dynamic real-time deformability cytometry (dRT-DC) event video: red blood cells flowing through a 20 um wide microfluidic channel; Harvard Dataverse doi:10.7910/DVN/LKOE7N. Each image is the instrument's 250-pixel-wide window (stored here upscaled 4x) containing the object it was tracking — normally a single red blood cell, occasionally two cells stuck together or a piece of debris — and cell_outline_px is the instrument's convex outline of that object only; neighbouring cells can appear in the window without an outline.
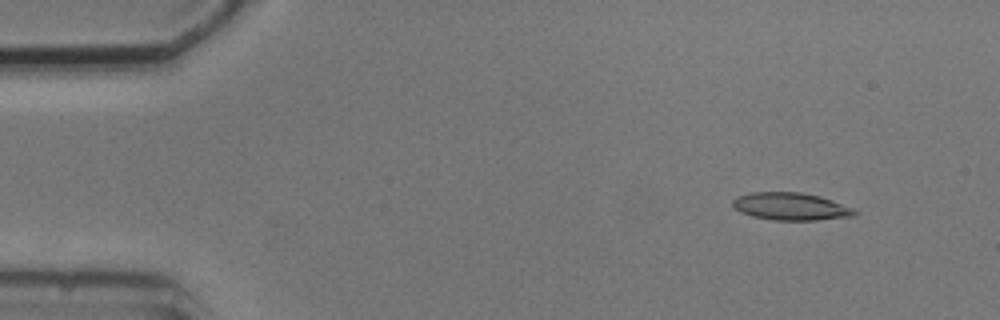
{"species": "common noctule bat (a hibernating species)", "species_latin": "Nyctalus noctula", "temperature_condition": "cold", "stored_images_in_passage": 5, "camera_frame_rate_fps": 3000, "um_per_image_px": 0.085, "animal": {"sex": "male", "body_mass_g": 20.5, "forearm_length_mm": 52.5}, "frame": {"image": 1, "passage_image": 2, "time_ms": 1.333, "image_size_px": [1000, 320], "cell_outline_px": [[860, 212], [856, 216], [816, 220], [772, 220], [752, 216], [740, 212], [732, 204], [732, 200], [736, 196], [752, 192], [800, 192], [820, 196], [856, 208]], "centroid_in_image_um": [67.27, 17.55], "position_along_channel_um": 17.7, "area_um2": 19.83}}
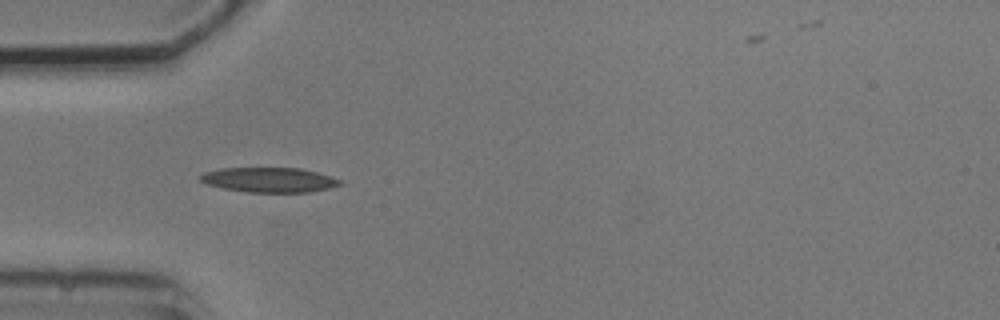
{"frame": {"image": 2, "passage_image": 5, "time_ms": 5.0, "image_size_px": [1000, 320], "cell_outline_px": [[344, 184], [328, 188], [308, 192], [248, 192], [224, 188], [208, 184], [200, 180], [196, 176], [204, 172], [220, 168], [300, 168], [316, 172], [340, 180]], "centroid_in_image_um": [22.84, 15.28], "position_along_channel_um": 62.2, "area_um2": 20.06}}